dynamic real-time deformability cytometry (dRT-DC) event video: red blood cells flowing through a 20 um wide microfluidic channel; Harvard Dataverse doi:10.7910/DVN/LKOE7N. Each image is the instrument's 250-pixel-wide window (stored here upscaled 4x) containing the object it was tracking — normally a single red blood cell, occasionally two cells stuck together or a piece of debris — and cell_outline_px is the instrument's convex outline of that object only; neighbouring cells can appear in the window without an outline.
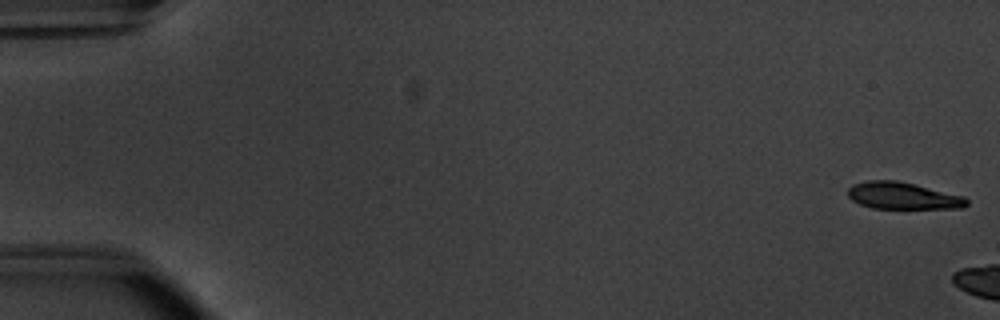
{"species": "common noctule bat (a hibernating species)", "species_latin": "Nyctalus noctula", "temperature_condition": "warm", "stored_images_in_passage": 6, "camera_frame_rate_fps": 3000, "um_per_image_px": 0.085, "animal": {"sex": "male", "body_mass_g": 20.1, "forearm_length_mm": 53.5}, "frame": {"image": 1, "passage_image": 1, "time_ms": 0.0, "image_size_px": [1000, 320], "cell_outline_px": [[968, 204], [964, 208], [872, 208], [860, 204], [852, 200], [848, 196], [848, 188], [852, 184], [868, 180], [896, 180], [916, 184], [964, 196], [968, 200]], "centroid_in_image_um": [76.74, 16.63], "position_along_channel_um": 8.3, "area_um2": 18.73}}